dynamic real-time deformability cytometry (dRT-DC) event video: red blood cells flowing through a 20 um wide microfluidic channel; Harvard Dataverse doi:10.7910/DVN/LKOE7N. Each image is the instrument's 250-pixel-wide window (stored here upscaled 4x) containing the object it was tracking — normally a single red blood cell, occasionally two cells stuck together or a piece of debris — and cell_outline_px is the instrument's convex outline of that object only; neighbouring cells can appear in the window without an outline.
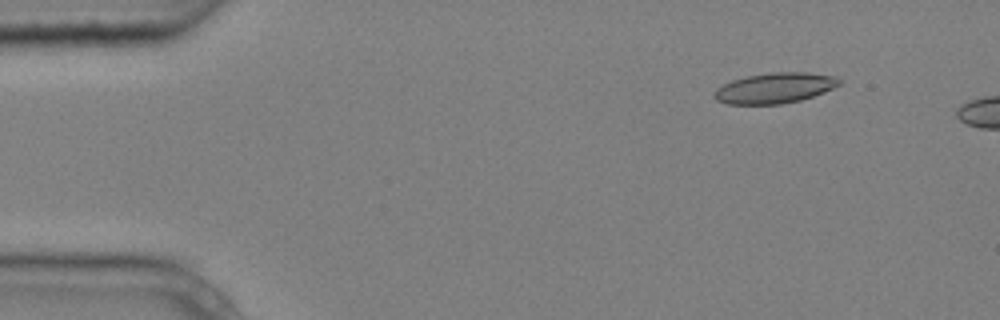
{"species": "common noctule bat (a hibernating species)", "species_latin": "Nyctalus noctula", "temperature_condition": "cold", "stored_images_in_passage": 4, "camera_frame_rate_fps": 3000, "um_per_image_px": 0.085, "animal": {"sex": "male", "body_mass_g": 20.4}, "frame": {"image": 1, "passage_image": 2, "time_ms": 0.333, "image_size_px": [1000, 320], "cell_outline_px": [[840, 84], [824, 92], [800, 100], [780, 104], [728, 104], [716, 100], [712, 96], [716, 88], [732, 80], [748, 76], [772, 72], [808, 72], [836, 76], [840, 80]], "centroid_in_image_um": [65.84, 7.48], "position_along_channel_um": 19.2, "area_um2": 22.14}}